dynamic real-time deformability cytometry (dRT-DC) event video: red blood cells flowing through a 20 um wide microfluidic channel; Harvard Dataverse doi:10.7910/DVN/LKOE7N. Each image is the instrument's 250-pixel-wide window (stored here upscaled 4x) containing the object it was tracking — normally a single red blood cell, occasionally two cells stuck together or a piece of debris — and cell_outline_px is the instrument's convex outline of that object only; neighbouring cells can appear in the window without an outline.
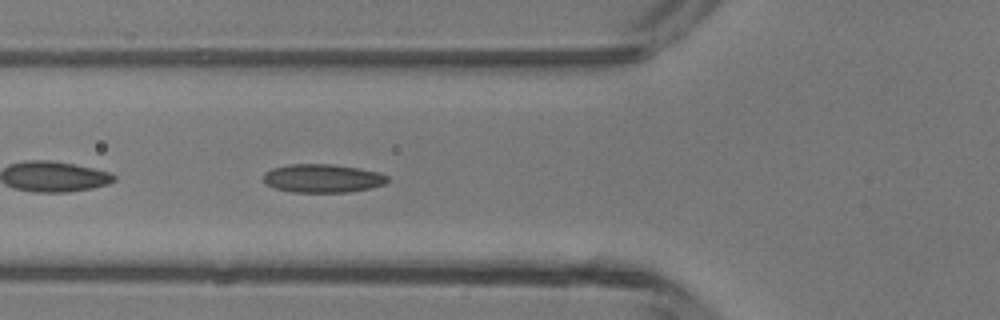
{"species": "common noctule bat (a hibernating species)", "species_latin": "Nyctalus noctula", "temperature_condition": "room temperature", "stored_images_in_passage": 21, "camera_frame_rate_fps": 3000, "um_per_image_px": 0.085, "animal": {"sex": "male", "body_mass_g": 13.3}, "frame": {"image": 1, "passage_image": 15, "time_ms": 4.667, "image_size_px": [1000, 320], "cell_outline_px": [[388, 180], [384, 184], [368, 188], [348, 192], [292, 192], [276, 188], [268, 184], [264, 180], [264, 172], [272, 168], [292, 164], [332, 164], [360, 168], [380, 172], [388, 176]], "centroid_in_image_um": [27.44, 15.15], "position_along_channel_um": 98.4, "area_um2": 20.46}}